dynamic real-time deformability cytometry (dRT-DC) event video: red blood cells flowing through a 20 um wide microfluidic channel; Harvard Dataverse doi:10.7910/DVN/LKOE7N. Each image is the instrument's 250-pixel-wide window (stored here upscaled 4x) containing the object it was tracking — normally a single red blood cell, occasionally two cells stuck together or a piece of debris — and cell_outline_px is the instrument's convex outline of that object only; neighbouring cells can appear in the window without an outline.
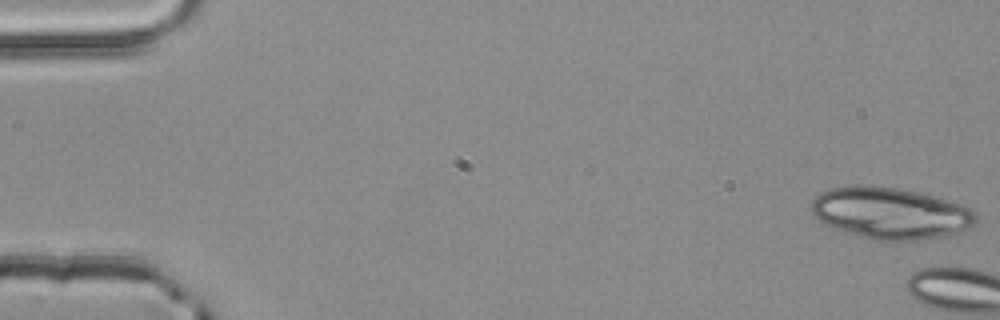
{"species": "common noctule bat (a hibernating species)", "species_latin": "Nyctalus noctula", "temperature_condition": "room temperature", "stored_images_in_passage": 4, "camera_frame_rate_fps": 3000, "um_per_image_px": 0.085, "animal": {"sex": "male", "body_mass_g": 20.4}, "frame": {"image": 1, "passage_image": 1, "time_ms": 0.0, "image_size_px": [1000, 320], "cell_outline_px": [[976, 224], [968, 228], [956, 232], [940, 236], [916, 240], [868, 240], [824, 224], [812, 212], [812, 200], [820, 192], [828, 188], [852, 184], [864, 184], [896, 188], [920, 192], [948, 200], [972, 208], [976, 212]], "centroid_in_image_um": [75.66, 18.1], "position_along_channel_um": 9.3, "area_um2": 49.65}}